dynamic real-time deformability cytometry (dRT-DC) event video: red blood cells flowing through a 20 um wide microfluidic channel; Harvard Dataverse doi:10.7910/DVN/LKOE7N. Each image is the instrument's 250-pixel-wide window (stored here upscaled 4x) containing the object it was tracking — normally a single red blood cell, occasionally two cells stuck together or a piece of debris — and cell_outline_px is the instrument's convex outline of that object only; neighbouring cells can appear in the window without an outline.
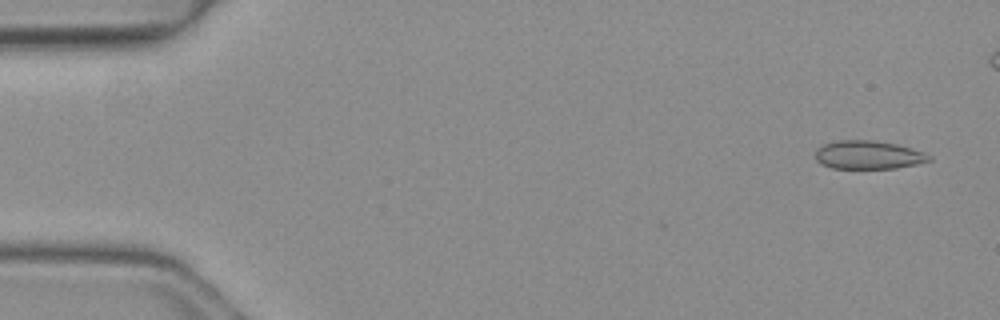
{"species": "common noctule bat (a hibernating species)", "species_latin": "Nyctalus noctula", "temperature_condition": "warm", "stored_images_in_passage": 10, "camera_frame_rate_fps": 3000, "um_per_image_px": 0.085, "animal": {"sex": "female", "body_mass_g": 19.3, "forearm_length_mm": 54.1}, "frame": {"image": 1, "passage_image": 3, "time_ms": 0.667, "image_size_px": [1000, 320], "cell_outline_px": [[932, 160], [916, 164], [896, 168], [832, 168], [820, 164], [816, 160], [816, 148], [824, 144], [836, 140], [876, 140], [896, 144], [912, 148], [924, 152], [932, 156]], "centroid_in_image_um": [73.8, 13.16], "position_along_channel_um": 11.2, "area_um2": 18.96}}